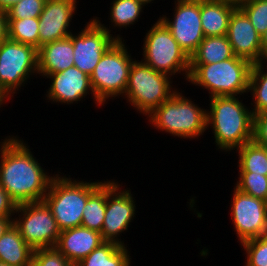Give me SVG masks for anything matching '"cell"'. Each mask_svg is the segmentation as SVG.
<instances>
[{
  "mask_svg": "<svg viewBox=\"0 0 267 266\" xmlns=\"http://www.w3.org/2000/svg\"><path fill=\"white\" fill-rule=\"evenodd\" d=\"M55 176H50L23 139L8 136L0 142V185L16 205L42 202Z\"/></svg>",
  "mask_w": 267,
  "mask_h": 266,
  "instance_id": "6da1fadb",
  "label": "cell"
},
{
  "mask_svg": "<svg viewBox=\"0 0 267 266\" xmlns=\"http://www.w3.org/2000/svg\"><path fill=\"white\" fill-rule=\"evenodd\" d=\"M238 96L210 97L206 126L212 129L215 144L231 152L253 139V114Z\"/></svg>",
  "mask_w": 267,
  "mask_h": 266,
  "instance_id": "7a4b0ae2",
  "label": "cell"
},
{
  "mask_svg": "<svg viewBox=\"0 0 267 266\" xmlns=\"http://www.w3.org/2000/svg\"><path fill=\"white\" fill-rule=\"evenodd\" d=\"M104 182H87L55 174L44 202L51 209L61 231L79 227L82 223L83 209L88 198Z\"/></svg>",
  "mask_w": 267,
  "mask_h": 266,
  "instance_id": "3957f363",
  "label": "cell"
},
{
  "mask_svg": "<svg viewBox=\"0 0 267 266\" xmlns=\"http://www.w3.org/2000/svg\"><path fill=\"white\" fill-rule=\"evenodd\" d=\"M252 64L234 56L212 64H190L188 82L209 91L210 97L238 96L249 91Z\"/></svg>",
  "mask_w": 267,
  "mask_h": 266,
  "instance_id": "277c9868",
  "label": "cell"
},
{
  "mask_svg": "<svg viewBox=\"0 0 267 266\" xmlns=\"http://www.w3.org/2000/svg\"><path fill=\"white\" fill-rule=\"evenodd\" d=\"M206 117V109L198 107L177 90L149 114L147 120L155 129L174 137L198 139L207 130Z\"/></svg>",
  "mask_w": 267,
  "mask_h": 266,
  "instance_id": "5b68a950",
  "label": "cell"
},
{
  "mask_svg": "<svg viewBox=\"0 0 267 266\" xmlns=\"http://www.w3.org/2000/svg\"><path fill=\"white\" fill-rule=\"evenodd\" d=\"M171 76L155 71L142 61L133 62L123 98L144 116L151 114L175 92Z\"/></svg>",
  "mask_w": 267,
  "mask_h": 266,
  "instance_id": "8992f818",
  "label": "cell"
},
{
  "mask_svg": "<svg viewBox=\"0 0 267 266\" xmlns=\"http://www.w3.org/2000/svg\"><path fill=\"white\" fill-rule=\"evenodd\" d=\"M125 40H117L101 57L90 75V84L96 99L104 104L124 96L129 72L135 61L127 51Z\"/></svg>",
  "mask_w": 267,
  "mask_h": 266,
  "instance_id": "52a82bcc",
  "label": "cell"
},
{
  "mask_svg": "<svg viewBox=\"0 0 267 266\" xmlns=\"http://www.w3.org/2000/svg\"><path fill=\"white\" fill-rule=\"evenodd\" d=\"M141 61L155 71L169 76L183 73L188 80L190 58L180 48L170 30L158 18L145 35Z\"/></svg>",
  "mask_w": 267,
  "mask_h": 266,
  "instance_id": "ba28073f",
  "label": "cell"
},
{
  "mask_svg": "<svg viewBox=\"0 0 267 266\" xmlns=\"http://www.w3.org/2000/svg\"><path fill=\"white\" fill-rule=\"evenodd\" d=\"M34 74H38V49L9 38L3 40L0 43V86L11 100Z\"/></svg>",
  "mask_w": 267,
  "mask_h": 266,
  "instance_id": "9c48e42d",
  "label": "cell"
},
{
  "mask_svg": "<svg viewBox=\"0 0 267 266\" xmlns=\"http://www.w3.org/2000/svg\"><path fill=\"white\" fill-rule=\"evenodd\" d=\"M15 213L13 225L33 250L56 246L61 230L44 201L17 205Z\"/></svg>",
  "mask_w": 267,
  "mask_h": 266,
  "instance_id": "30bf717a",
  "label": "cell"
},
{
  "mask_svg": "<svg viewBox=\"0 0 267 266\" xmlns=\"http://www.w3.org/2000/svg\"><path fill=\"white\" fill-rule=\"evenodd\" d=\"M111 31L110 26L102 24L99 17H93L78 34L71 33L69 36L73 42L74 66L89 77L103 54L117 40H124L121 35L110 34Z\"/></svg>",
  "mask_w": 267,
  "mask_h": 266,
  "instance_id": "8fae6325",
  "label": "cell"
},
{
  "mask_svg": "<svg viewBox=\"0 0 267 266\" xmlns=\"http://www.w3.org/2000/svg\"><path fill=\"white\" fill-rule=\"evenodd\" d=\"M118 183L114 180L106 181V211L101 235L104 241L127 246L118 237L128 230L130 223L135 219L137 208L131 189L122 190Z\"/></svg>",
  "mask_w": 267,
  "mask_h": 266,
  "instance_id": "7c38bea8",
  "label": "cell"
},
{
  "mask_svg": "<svg viewBox=\"0 0 267 266\" xmlns=\"http://www.w3.org/2000/svg\"><path fill=\"white\" fill-rule=\"evenodd\" d=\"M174 3L173 19L170 20L166 15L159 19L190 58L205 37L201 24L200 0H175Z\"/></svg>",
  "mask_w": 267,
  "mask_h": 266,
  "instance_id": "4fadbf2b",
  "label": "cell"
},
{
  "mask_svg": "<svg viewBox=\"0 0 267 266\" xmlns=\"http://www.w3.org/2000/svg\"><path fill=\"white\" fill-rule=\"evenodd\" d=\"M230 215L240 243L267 234V201L234 187Z\"/></svg>",
  "mask_w": 267,
  "mask_h": 266,
  "instance_id": "5bb4252c",
  "label": "cell"
},
{
  "mask_svg": "<svg viewBox=\"0 0 267 266\" xmlns=\"http://www.w3.org/2000/svg\"><path fill=\"white\" fill-rule=\"evenodd\" d=\"M45 78L51 79L50 88L47 91V100L52 103L73 104L78 103L89 94L93 95L95 104L101 106L102 104L94 96L90 84V77L76 68L69 67L66 70L54 74H48Z\"/></svg>",
  "mask_w": 267,
  "mask_h": 266,
  "instance_id": "9a60e30c",
  "label": "cell"
},
{
  "mask_svg": "<svg viewBox=\"0 0 267 266\" xmlns=\"http://www.w3.org/2000/svg\"><path fill=\"white\" fill-rule=\"evenodd\" d=\"M77 0H46L39 16V48L71 35L70 22L77 11Z\"/></svg>",
  "mask_w": 267,
  "mask_h": 266,
  "instance_id": "2e32d148",
  "label": "cell"
},
{
  "mask_svg": "<svg viewBox=\"0 0 267 266\" xmlns=\"http://www.w3.org/2000/svg\"><path fill=\"white\" fill-rule=\"evenodd\" d=\"M226 36L235 56L252 65L261 62V36L240 8L231 14Z\"/></svg>",
  "mask_w": 267,
  "mask_h": 266,
  "instance_id": "e0dca14e",
  "label": "cell"
},
{
  "mask_svg": "<svg viewBox=\"0 0 267 266\" xmlns=\"http://www.w3.org/2000/svg\"><path fill=\"white\" fill-rule=\"evenodd\" d=\"M104 242L100 232L79 226L61 231L55 248L75 266Z\"/></svg>",
  "mask_w": 267,
  "mask_h": 266,
  "instance_id": "ac0fdd59",
  "label": "cell"
},
{
  "mask_svg": "<svg viewBox=\"0 0 267 266\" xmlns=\"http://www.w3.org/2000/svg\"><path fill=\"white\" fill-rule=\"evenodd\" d=\"M73 42L68 37L46 43L38 49V74L44 78L74 66Z\"/></svg>",
  "mask_w": 267,
  "mask_h": 266,
  "instance_id": "d6986e66",
  "label": "cell"
},
{
  "mask_svg": "<svg viewBox=\"0 0 267 266\" xmlns=\"http://www.w3.org/2000/svg\"><path fill=\"white\" fill-rule=\"evenodd\" d=\"M235 6L212 0H200V16L205 37L225 36Z\"/></svg>",
  "mask_w": 267,
  "mask_h": 266,
  "instance_id": "ffe728a7",
  "label": "cell"
},
{
  "mask_svg": "<svg viewBox=\"0 0 267 266\" xmlns=\"http://www.w3.org/2000/svg\"><path fill=\"white\" fill-rule=\"evenodd\" d=\"M33 252L14 225L0 238V262L9 266H32Z\"/></svg>",
  "mask_w": 267,
  "mask_h": 266,
  "instance_id": "44dd1931",
  "label": "cell"
},
{
  "mask_svg": "<svg viewBox=\"0 0 267 266\" xmlns=\"http://www.w3.org/2000/svg\"><path fill=\"white\" fill-rule=\"evenodd\" d=\"M227 36H208L199 44L190 57V64H212L234 57Z\"/></svg>",
  "mask_w": 267,
  "mask_h": 266,
  "instance_id": "7402d4cb",
  "label": "cell"
},
{
  "mask_svg": "<svg viewBox=\"0 0 267 266\" xmlns=\"http://www.w3.org/2000/svg\"><path fill=\"white\" fill-rule=\"evenodd\" d=\"M127 246L105 241L75 266H131Z\"/></svg>",
  "mask_w": 267,
  "mask_h": 266,
  "instance_id": "603a6c76",
  "label": "cell"
},
{
  "mask_svg": "<svg viewBox=\"0 0 267 266\" xmlns=\"http://www.w3.org/2000/svg\"><path fill=\"white\" fill-rule=\"evenodd\" d=\"M239 172H253L267 175L266 147L256 144L253 140L237 148Z\"/></svg>",
  "mask_w": 267,
  "mask_h": 266,
  "instance_id": "cb8c5ba5",
  "label": "cell"
},
{
  "mask_svg": "<svg viewBox=\"0 0 267 266\" xmlns=\"http://www.w3.org/2000/svg\"><path fill=\"white\" fill-rule=\"evenodd\" d=\"M106 211V181L88 198L81 226L101 233Z\"/></svg>",
  "mask_w": 267,
  "mask_h": 266,
  "instance_id": "d4e9b609",
  "label": "cell"
},
{
  "mask_svg": "<svg viewBox=\"0 0 267 266\" xmlns=\"http://www.w3.org/2000/svg\"><path fill=\"white\" fill-rule=\"evenodd\" d=\"M266 62L253 64L249 78V91L253 96L251 103L252 114H258L267 111V69ZM254 103V104H253Z\"/></svg>",
  "mask_w": 267,
  "mask_h": 266,
  "instance_id": "484cf974",
  "label": "cell"
},
{
  "mask_svg": "<svg viewBox=\"0 0 267 266\" xmlns=\"http://www.w3.org/2000/svg\"><path fill=\"white\" fill-rule=\"evenodd\" d=\"M39 17L7 19V38L39 49Z\"/></svg>",
  "mask_w": 267,
  "mask_h": 266,
  "instance_id": "4316f807",
  "label": "cell"
},
{
  "mask_svg": "<svg viewBox=\"0 0 267 266\" xmlns=\"http://www.w3.org/2000/svg\"><path fill=\"white\" fill-rule=\"evenodd\" d=\"M110 6L111 23L117 28H126L138 22L143 12V6L137 0H113ZM141 13V14H140Z\"/></svg>",
  "mask_w": 267,
  "mask_h": 266,
  "instance_id": "83f0119b",
  "label": "cell"
},
{
  "mask_svg": "<svg viewBox=\"0 0 267 266\" xmlns=\"http://www.w3.org/2000/svg\"><path fill=\"white\" fill-rule=\"evenodd\" d=\"M235 188L240 192L267 201V175L238 172Z\"/></svg>",
  "mask_w": 267,
  "mask_h": 266,
  "instance_id": "f1b7e54d",
  "label": "cell"
},
{
  "mask_svg": "<svg viewBox=\"0 0 267 266\" xmlns=\"http://www.w3.org/2000/svg\"><path fill=\"white\" fill-rule=\"evenodd\" d=\"M240 9L262 37L267 31V0H246Z\"/></svg>",
  "mask_w": 267,
  "mask_h": 266,
  "instance_id": "f546056e",
  "label": "cell"
},
{
  "mask_svg": "<svg viewBox=\"0 0 267 266\" xmlns=\"http://www.w3.org/2000/svg\"><path fill=\"white\" fill-rule=\"evenodd\" d=\"M246 253L245 266H267V234L241 243Z\"/></svg>",
  "mask_w": 267,
  "mask_h": 266,
  "instance_id": "4dcf8cb0",
  "label": "cell"
},
{
  "mask_svg": "<svg viewBox=\"0 0 267 266\" xmlns=\"http://www.w3.org/2000/svg\"><path fill=\"white\" fill-rule=\"evenodd\" d=\"M46 0H21L6 10L7 19H25L39 17Z\"/></svg>",
  "mask_w": 267,
  "mask_h": 266,
  "instance_id": "1f68e13d",
  "label": "cell"
},
{
  "mask_svg": "<svg viewBox=\"0 0 267 266\" xmlns=\"http://www.w3.org/2000/svg\"><path fill=\"white\" fill-rule=\"evenodd\" d=\"M32 266H74L55 247L36 249L33 252Z\"/></svg>",
  "mask_w": 267,
  "mask_h": 266,
  "instance_id": "d6a6232c",
  "label": "cell"
},
{
  "mask_svg": "<svg viewBox=\"0 0 267 266\" xmlns=\"http://www.w3.org/2000/svg\"><path fill=\"white\" fill-rule=\"evenodd\" d=\"M256 144L267 147V111L253 115V139Z\"/></svg>",
  "mask_w": 267,
  "mask_h": 266,
  "instance_id": "836d02e7",
  "label": "cell"
},
{
  "mask_svg": "<svg viewBox=\"0 0 267 266\" xmlns=\"http://www.w3.org/2000/svg\"><path fill=\"white\" fill-rule=\"evenodd\" d=\"M16 207V203L0 185V217H13L15 215Z\"/></svg>",
  "mask_w": 267,
  "mask_h": 266,
  "instance_id": "e575fe53",
  "label": "cell"
},
{
  "mask_svg": "<svg viewBox=\"0 0 267 266\" xmlns=\"http://www.w3.org/2000/svg\"><path fill=\"white\" fill-rule=\"evenodd\" d=\"M7 38V13L0 9V43Z\"/></svg>",
  "mask_w": 267,
  "mask_h": 266,
  "instance_id": "d590c367",
  "label": "cell"
},
{
  "mask_svg": "<svg viewBox=\"0 0 267 266\" xmlns=\"http://www.w3.org/2000/svg\"><path fill=\"white\" fill-rule=\"evenodd\" d=\"M13 225V217H0V238Z\"/></svg>",
  "mask_w": 267,
  "mask_h": 266,
  "instance_id": "8d00e7d4",
  "label": "cell"
},
{
  "mask_svg": "<svg viewBox=\"0 0 267 266\" xmlns=\"http://www.w3.org/2000/svg\"><path fill=\"white\" fill-rule=\"evenodd\" d=\"M261 61L267 62V31L261 37Z\"/></svg>",
  "mask_w": 267,
  "mask_h": 266,
  "instance_id": "74e56055",
  "label": "cell"
},
{
  "mask_svg": "<svg viewBox=\"0 0 267 266\" xmlns=\"http://www.w3.org/2000/svg\"><path fill=\"white\" fill-rule=\"evenodd\" d=\"M212 1L227 3L235 6L236 8H240L245 3L246 0H212Z\"/></svg>",
  "mask_w": 267,
  "mask_h": 266,
  "instance_id": "f35d334b",
  "label": "cell"
},
{
  "mask_svg": "<svg viewBox=\"0 0 267 266\" xmlns=\"http://www.w3.org/2000/svg\"><path fill=\"white\" fill-rule=\"evenodd\" d=\"M21 0H0V9L7 10L10 8L13 4L19 2Z\"/></svg>",
  "mask_w": 267,
  "mask_h": 266,
  "instance_id": "ab89813d",
  "label": "cell"
},
{
  "mask_svg": "<svg viewBox=\"0 0 267 266\" xmlns=\"http://www.w3.org/2000/svg\"><path fill=\"white\" fill-rule=\"evenodd\" d=\"M10 100V97L5 93V91L0 86V108L3 107L2 105L5 104V101Z\"/></svg>",
  "mask_w": 267,
  "mask_h": 266,
  "instance_id": "60d3db41",
  "label": "cell"
},
{
  "mask_svg": "<svg viewBox=\"0 0 267 266\" xmlns=\"http://www.w3.org/2000/svg\"><path fill=\"white\" fill-rule=\"evenodd\" d=\"M137 1H139L145 7L148 3L150 4L154 0H137Z\"/></svg>",
  "mask_w": 267,
  "mask_h": 266,
  "instance_id": "b9f144b4",
  "label": "cell"
},
{
  "mask_svg": "<svg viewBox=\"0 0 267 266\" xmlns=\"http://www.w3.org/2000/svg\"><path fill=\"white\" fill-rule=\"evenodd\" d=\"M0 266H9V265H7V264L4 263V262H0Z\"/></svg>",
  "mask_w": 267,
  "mask_h": 266,
  "instance_id": "7bdbcfd3",
  "label": "cell"
}]
</instances>
